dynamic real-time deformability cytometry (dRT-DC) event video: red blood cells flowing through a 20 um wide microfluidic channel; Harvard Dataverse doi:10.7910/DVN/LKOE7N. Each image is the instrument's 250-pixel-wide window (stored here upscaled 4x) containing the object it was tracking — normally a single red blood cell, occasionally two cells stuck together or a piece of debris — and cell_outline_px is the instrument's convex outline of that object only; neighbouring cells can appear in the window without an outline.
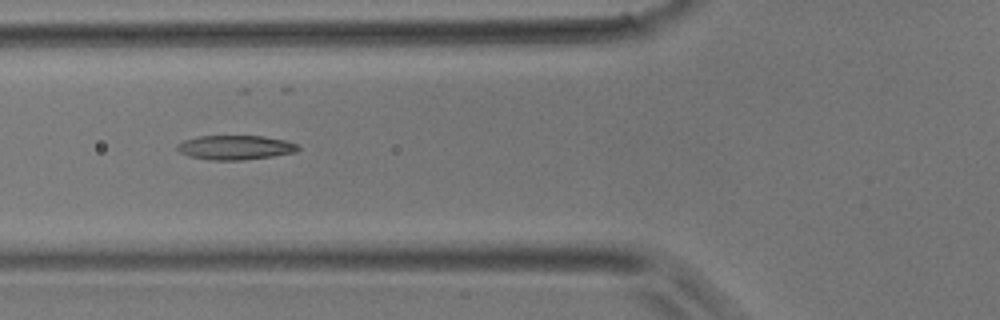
{"species": "common noctule bat (a hibernating species)", "species_latin": "Nyctalus noctula", "temperature_condition": "room temperature", "stored_images_in_passage": 4, "camera_frame_rate_fps": 3000, "um_per_image_px": 0.085, "animal": {"sex": "male", "body_mass_g": 17.9}, "frame": {"image": 1, "passage_image": 2, "time_ms": 0.333, "image_size_px": [1000, 320], "cell_outline_px": [[300, 148], [296, 152], [272, 156], [244, 160], [212, 160], [188, 156], [180, 152], [176, 148], [176, 144], [184, 140], [200, 136], [264, 136], [284, 140], [296, 144]], "centroid_in_image_um": [19.98, 12.53], "position_along_channel_um": 105.8, "area_um2": 17.11}}